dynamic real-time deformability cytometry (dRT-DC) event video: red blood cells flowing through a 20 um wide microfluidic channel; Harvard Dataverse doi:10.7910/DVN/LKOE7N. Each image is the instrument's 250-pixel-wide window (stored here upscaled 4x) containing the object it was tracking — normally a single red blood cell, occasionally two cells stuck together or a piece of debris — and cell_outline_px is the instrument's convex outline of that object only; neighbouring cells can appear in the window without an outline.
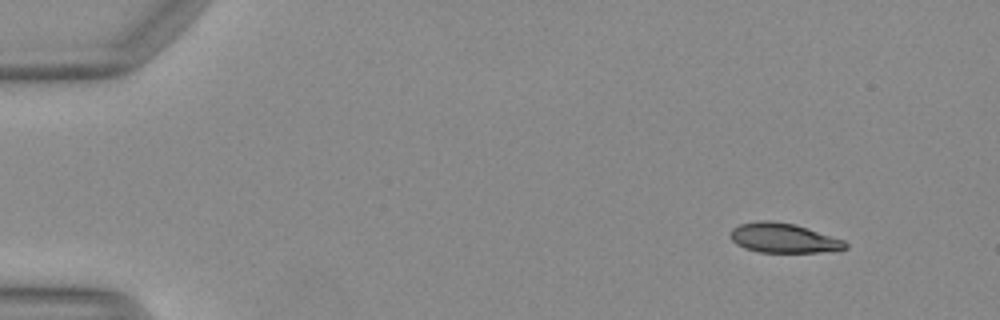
{"species": "Egyptian fruit bat (a non-hibernating species)", "species_latin": "Rousettus aegyptiacus", "temperature_condition": "warm", "stored_images_in_passage": 46, "camera_frame_rate_fps": 3000, "um_per_image_px": 0.085, "animal": {"sex": "female"}, "frame": {"image": 1, "passage_image": 1, "time_ms": 0.0, "image_size_px": [1000, 320], "cell_outline_px": [[848, 248], [820, 252], [760, 252], [744, 248], [736, 244], [732, 240], [732, 228], [740, 224], [760, 220], [768, 220], [796, 224], [844, 240], [848, 244]], "centroid_in_image_um": [66.6, 20.23], "position_along_channel_um": 18.4, "area_um2": 19.71}}
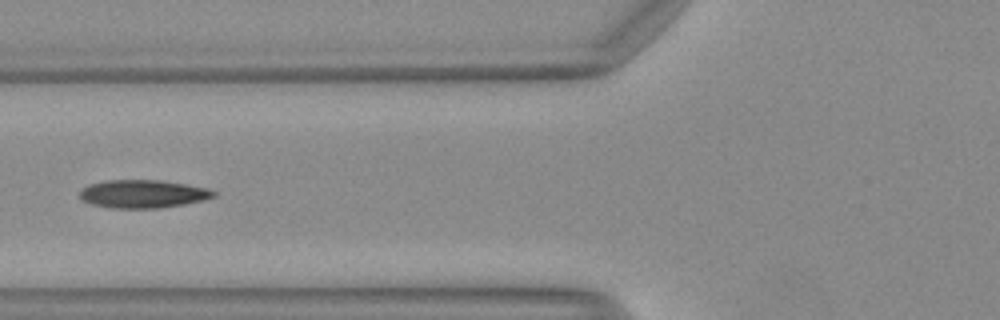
{"frame": {"image": 2, "passage_image": 16, "time_ms": 5.0, "image_size_px": [1000, 320], "cell_outline_px": [[216, 196], [184, 204], [160, 208], [112, 208], [92, 204], [84, 200], [80, 196], [80, 192], [88, 184], [108, 180], [160, 180], [208, 188], [216, 192]], "centroid_in_image_um": [12.15, 16.48], "position_along_channel_um": 113.6, "area_um2": 21.68}}
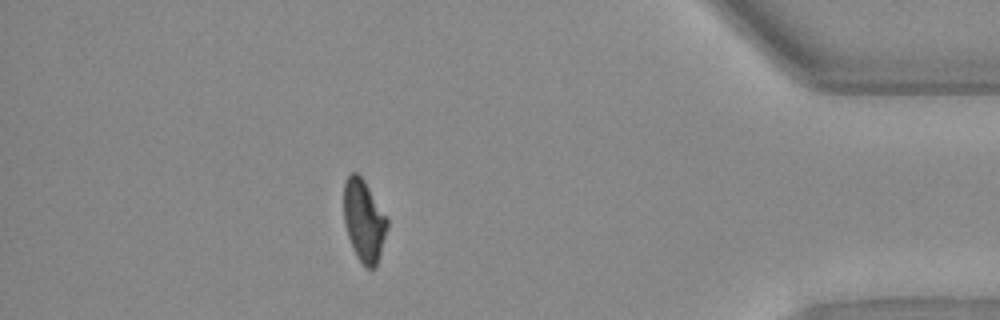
{"frame": {"image": 3, "passage_image": 40, "time_ms": 13.0, "image_size_px": [1000, 320], "cell_outline_px": [[388, 228], [380, 256], [376, 268], [368, 268], [360, 260], [348, 236], [344, 220], [344, 184], [348, 176], [352, 172], [356, 172], [364, 180], [388, 216]], "centroid_in_image_um": [30.97, 18.73], "position_along_channel_um": 404.2, "area_um2": 20.69}, "authors_computed_cell_mechanics": {"area_um2": 21.386, "velocity_mm_per_s": 4.1497, "shape_relaxation_time_tau1_ms": 6.5627, "shape_relaxation_time_tau2_ms": 2.3086, "deformation_change_tau1": 0.2134, "deformation_change_tau2": 0.0889}}